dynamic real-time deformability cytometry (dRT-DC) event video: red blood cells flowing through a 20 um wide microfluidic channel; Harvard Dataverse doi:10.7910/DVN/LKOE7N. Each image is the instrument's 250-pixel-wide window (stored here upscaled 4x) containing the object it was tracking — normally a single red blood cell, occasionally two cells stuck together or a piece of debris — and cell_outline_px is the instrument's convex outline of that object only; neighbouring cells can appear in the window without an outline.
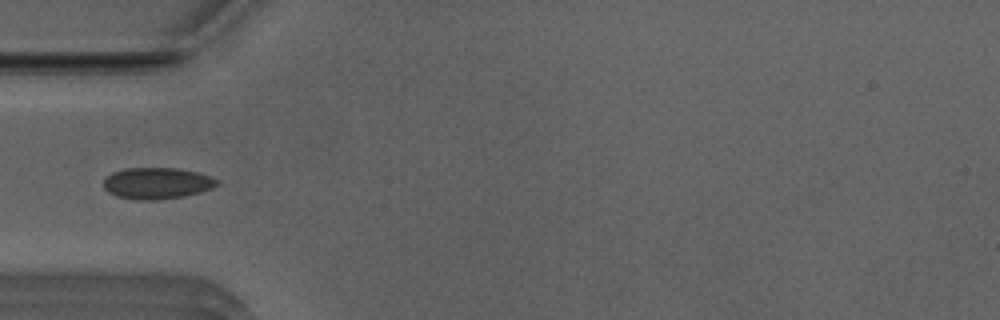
{"species": "Egyptian fruit bat (a non-hibernating species)", "species_latin": "Rousettus aegyptiacus", "temperature_condition": "room temperature", "stored_images_in_passage": 36, "camera_frame_rate_fps": 3000, "um_per_image_px": 0.085, "animal": {"sex": "male"}, "frame": {"image": 1, "passage_image": 1, "time_ms": 0.0, "image_size_px": [1000, 320], "cell_outline_px": [[220, 184], [212, 188], [200, 192], [184, 196], [156, 200], [136, 200], [116, 196], [108, 192], [104, 188], [104, 180], [112, 172], [124, 168], [176, 168], [196, 172], [212, 176], [220, 180]], "centroid_in_image_um": [13.37, 15.57], "position_along_channel_um": 71.6, "area_um2": 20.92}}
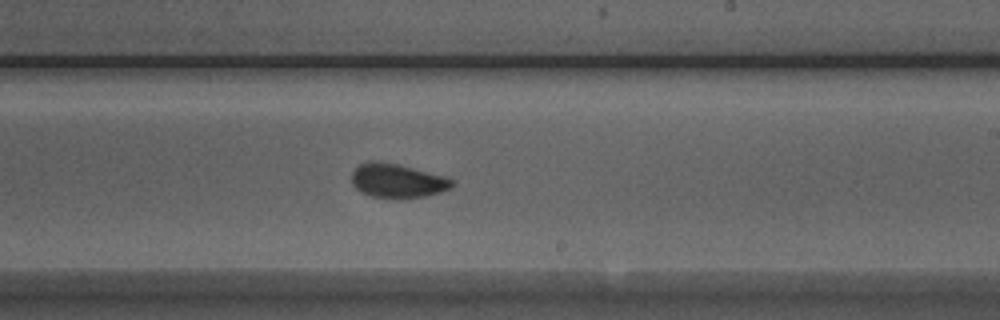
{"frame": {"image": 2, "passage_image": 15, "time_ms": 4.667, "image_size_px": [1000, 320], "cell_outline_px": [[452, 184], [448, 188], [440, 192], [424, 196], [396, 200], [372, 196], [360, 192], [352, 184], [352, 172], [360, 164], [368, 160], [380, 160], [444, 176], [452, 180]], "centroid_in_image_um": [33.7, 15.37], "position_along_channel_um": 255.3, "area_um2": 19.94}}
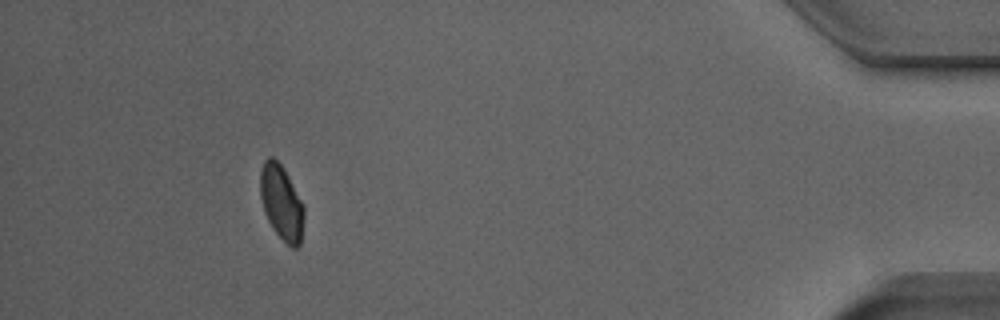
{"frame": {"image": 3, "passage_image": 32, "time_ms": 10.333, "image_size_px": [1000, 320], "cell_outline_px": [[304, 220], [300, 244], [296, 248], [292, 248], [272, 228], [264, 212], [260, 196], [260, 172], [264, 160], [268, 156], [272, 156], [280, 164], [288, 176], [304, 204]], "centroid_in_image_um": [23.92, 17.21], "position_along_channel_um": 411.3, "area_um2": 19.07}}